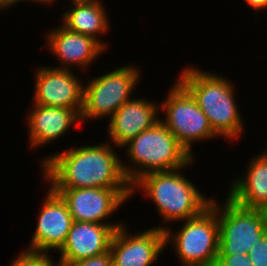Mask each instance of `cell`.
Segmentation results:
<instances>
[{
	"label": "cell",
	"mask_w": 267,
	"mask_h": 266,
	"mask_svg": "<svg viewBox=\"0 0 267 266\" xmlns=\"http://www.w3.org/2000/svg\"><path fill=\"white\" fill-rule=\"evenodd\" d=\"M128 232L124 223L112 236V266H153L165 249L164 230L152 226L143 232Z\"/></svg>",
	"instance_id": "12"
},
{
	"label": "cell",
	"mask_w": 267,
	"mask_h": 266,
	"mask_svg": "<svg viewBox=\"0 0 267 266\" xmlns=\"http://www.w3.org/2000/svg\"><path fill=\"white\" fill-rule=\"evenodd\" d=\"M187 66L177 80L194 97L218 139L223 137L231 142L240 139L244 132V119L234 98L235 84L223 75L203 71L196 65Z\"/></svg>",
	"instance_id": "2"
},
{
	"label": "cell",
	"mask_w": 267,
	"mask_h": 266,
	"mask_svg": "<svg viewBox=\"0 0 267 266\" xmlns=\"http://www.w3.org/2000/svg\"><path fill=\"white\" fill-rule=\"evenodd\" d=\"M102 2L93 4L68 5L62 13L61 23L69 31L90 36L97 40L106 50L109 45L99 37L108 33L110 22ZM102 34V35H101Z\"/></svg>",
	"instance_id": "18"
},
{
	"label": "cell",
	"mask_w": 267,
	"mask_h": 266,
	"mask_svg": "<svg viewBox=\"0 0 267 266\" xmlns=\"http://www.w3.org/2000/svg\"><path fill=\"white\" fill-rule=\"evenodd\" d=\"M142 71L136 65H124L84 83L81 122L108 119L128 100H131L142 78Z\"/></svg>",
	"instance_id": "6"
},
{
	"label": "cell",
	"mask_w": 267,
	"mask_h": 266,
	"mask_svg": "<svg viewBox=\"0 0 267 266\" xmlns=\"http://www.w3.org/2000/svg\"><path fill=\"white\" fill-rule=\"evenodd\" d=\"M245 2L257 13L259 10L261 11L265 9L266 11L267 9V0H245Z\"/></svg>",
	"instance_id": "23"
},
{
	"label": "cell",
	"mask_w": 267,
	"mask_h": 266,
	"mask_svg": "<svg viewBox=\"0 0 267 266\" xmlns=\"http://www.w3.org/2000/svg\"><path fill=\"white\" fill-rule=\"evenodd\" d=\"M115 148L102 142L46 155L40 166L44 182L52 189L132 188Z\"/></svg>",
	"instance_id": "1"
},
{
	"label": "cell",
	"mask_w": 267,
	"mask_h": 266,
	"mask_svg": "<svg viewBox=\"0 0 267 266\" xmlns=\"http://www.w3.org/2000/svg\"><path fill=\"white\" fill-rule=\"evenodd\" d=\"M254 266H267V233L248 251Z\"/></svg>",
	"instance_id": "20"
},
{
	"label": "cell",
	"mask_w": 267,
	"mask_h": 266,
	"mask_svg": "<svg viewBox=\"0 0 267 266\" xmlns=\"http://www.w3.org/2000/svg\"><path fill=\"white\" fill-rule=\"evenodd\" d=\"M38 212L36 229L24 251L42 254L59 251L74 222L65 201L49 187Z\"/></svg>",
	"instance_id": "10"
},
{
	"label": "cell",
	"mask_w": 267,
	"mask_h": 266,
	"mask_svg": "<svg viewBox=\"0 0 267 266\" xmlns=\"http://www.w3.org/2000/svg\"><path fill=\"white\" fill-rule=\"evenodd\" d=\"M34 74L33 104L83 108L84 81L79 79L75 70L39 66Z\"/></svg>",
	"instance_id": "11"
},
{
	"label": "cell",
	"mask_w": 267,
	"mask_h": 266,
	"mask_svg": "<svg viewBox=\"0 0 267 266\" xmlns=\"http://www.w3.org/2000/svg\"><path fill=\"white\" fill-rule=\"evenodd\" d=\"M215 266H254L248 254L218 255Z\"/></svg>",
	"instance_id": "22"
},
{
	"label": "cell",
	"mask_w": 267,
	"mask_h": 266,
	"mask_svg": "<svg viewBox=\"0 0 267 266\" xmlns=\"http://www.w3.org/2000/svg\"><path fill=\"white\" fill-rule=\"evenodd\" d=\"M194 158L183 168L151 172L143 175L132 185V196L134 192H144V197L150 198L160 215L161 225L156 228L165 230L173 222L184 221L198 216L206 209L212 200L201 193L196 184L192 183L182 172L190 167ZM166 224V226H165ZM169 224V225H168Z\"/></svg>",
	"instance_id": "3"
},
{
	"label": "cell",
	"mask_w": 267,
	"mask_h": 266,
	"mask_svg": "<svg viewBox=\"0 0 267 266\" xmlns=\"http://www.w3.org/2000/svg\"><path fill=\"white\" fill-rule=\"evenodd\" d=\"M46 32L47 50L59 61L54 68L73 70L89 69L90 65L102 55L106 49L94 38L69 31L59 25ZM48 45V46H47ZM60 65V66H59ZM71 67V68H70ZM80 68V69H79Z\"/></svg>",
	"instance_id": "13"
},
{
	"label": "cell",
	"mask_w": 267,
	"mask_h": 266,
	"mask_svg": "<svg viewBox=\"0 0 267 266\" xmlns=\"http://www.w3.org/2000/svg\"><path fill=\"white\" fill-rule=\"evenodd\" d=\"M29 1H32L31 3H38V4H46V5H51V4H54L57 0H29Z\"/></svg>",
	"instance_id": "26"
},
{
	"label": "cell",
	"mask_w": 267,
	"mask_h": 266,
	"mask_svg": "<svg viewBox=\"0 0 267 266\" xmlns=\"http://www.w3.org/2000/svg\"><path fill=\"white\" fill-rule=\"evenodd\" d=\"M256 155L248 160L245 174L231 181L226 194L240 206L267 211V151Z\"/></svg>",
	"instance_id": "17"
},
{
	"label": "cell",
	"mask_w": 267,
	"mask_h": 266,
	"mask_svg": "<svg viewBox=\"0 0 267 266\" xmlns=\"http://www.w3.org/2000/svg\"><path fill=\"white\" fill-rule=\"evenodd\" d=\"M58 266H112V256L110 251L94 256L91 258H86L78 260L71 263H57Z\"/></svg>",
	"instance_id": "21"
},
{
	"label": "cell",
	"mask_w": 267,
	"mask_h": 266,
	"mask_svg": "<svg viewBox=\"0 0 267 266\" xmlns=\"http://www.w3.org/2000/svg\"><path fill=\"white\" fill-rule=\"evenodd\" d=\"M160 104L164 117L160 120L194 157V143L218 136L213 132L207 116L199 108L190 92L178 81L171 85L166 98ZM207 139V140H206Z\"/></svg>",
	"instance_id": "7"
},
{
	"label": "cell",
	"mask_w": 267,
	"mask_h": 266,
	"mask_svg": "<svg viewBox=\"0 0 267 266\" xmlns=\"http://www.w3.org/2000/svg\"><path fill=\"white\" fill-rule=\"evenodd\" d=\"M159 112L158 102L133 97L108 119L107 134L110 138L108 142L122 149L132 138L160 121Z\"/></svg>",
	"instance_id": "14"
},
{
	"label": "cell",
	"mask_w": 267,
	"mask_h": 266,
	"mask_svg": "<svg viewBox=\"0 0 267 266\" xmlns=\"http://www.w3.org/2000/svg\"><path fill=\"white\" fill-rule=\"evenodd\" d=\"M220 204L218 201V255L248 254L267 233V211L240 206L228 196Z\"/></svg>",
	"instance_id": "8"
},
{
	"label": "cell",
	"mask_w": 267,
	"mask_h": 266,
	"mask_svg": "<svg viewBox=\"0 0 267 266\" xmlns=\"http://www.w3.org/2000/svg\"><path fill=\"white\" fill-rule=\"evenodd\" d=\"M114 232L108 224L74 221L65 244L58 251L57 263H71L108 252Z\"/></svg>",
	"instance_id": "16"
},
{
	"label": "cell",
	"mask_w": 267,
	"mask_h": 266,
	"mask_svg": "<svg viewBox=\"0 0 267 266\" xmlns=\"http://www.w3.org/2000/svg\"><path fill=\"white\" fill-rule=\"evenodd\" d=\"M71 1V3H70ZM102 2V0H69V3L74 4H93V3H99Z\"/></svg>",
	"instance_id": "25"
},
{
	"label": "cell",
	"mask_w": 267,
	"mask_h": 266,
	"mask_svg": "<svg viewBox=\"0 0 267 266\" xmlns=\"http://www.w3.org/2000/svg\"><path fill=\"white\" fill-rule=\"evenodd\" d=\"M81 111L82 109L32 104L25 120L28 126L29 147L37 149L58 140L68 133L71 127L82 123Z\"/></svg>",
	"instance_id": "15"
},
{
	"label": "cell",
	"mask_w": 267,
	"mask_h": 266,
	"mask_svg": "<svg viewBox=\"0 0 267 266\" xmlns=\"http://www.w3.org/2000/svg\"><path fill=\"white\" fill-rule=\"evenodd\" d=\"M122 148L127 149L124 151L128 161L127 164L122 159V168L131 185L145 174L180 169L196 158L161 121L142 131Z\"/></svg>",
	"instance_id": "4"
},
{
	"label": "cell",
	"mask_w": 267,
	"mask_h": 266,
	"mask_svg": "<svg viewBox=\"0 0 267 266\" xmlns=\"http://www.w3.org/2000/svg\"><path fill=\"white\" fill-rule=\"evenodd\" d=\"M50 254L32 253L21 250L19 255L14 256L10 266H58Z\"/></svg>",
	"instance_id": "19"
},
{
	"label": "cell",
	"mask_w": 267,
	"mask_h": 266,
	"mask_svg": "<svg viewBox=\"0 0 267 266\" xmlns=\"http://www.w3.org/2000/svg\"><path fill=\"white\" fill-rule=\"evenodd\" d=\"M20 1L22 2V0H0V11H6L7 9H10ZM23 1L27 2L28 0Z\"/></svg>",
	"instance_id": "24"
},
{
	"label": "cell",
	"mask_w": 267,
	"mask_h": 266,
	"mask_svg": "<svg viewBox=\"0 0 267 266\" xmlns=\"http://www.w3.org/2000/svg\"><path fill=\"white\" fill-rule=\"evenodd\" d=\"M182 222L177 232L171 226L165 228V248L171 244L182 266H215L219 253L216 198L198 216Z\"/></svg>",
	"instance_id": "5"
},
{
	"label": "cell",
	"mask_w": 267,
	"mask_h": 266,
	"mask_svg": "<svg viewBox=\"0 0 267 266\" xmlns=\"http://www.w3.org/2000/svg\"><path fill=\"white\" fill-rule=\"evenodd\" d=\"M65 201L73 221L108 224L114 230L124 224L107 222L113 213L132 198V188L53 189ZM106 220V221H105Z\"/></svg>",
	"instance_id": "9"
}]
</instances>
